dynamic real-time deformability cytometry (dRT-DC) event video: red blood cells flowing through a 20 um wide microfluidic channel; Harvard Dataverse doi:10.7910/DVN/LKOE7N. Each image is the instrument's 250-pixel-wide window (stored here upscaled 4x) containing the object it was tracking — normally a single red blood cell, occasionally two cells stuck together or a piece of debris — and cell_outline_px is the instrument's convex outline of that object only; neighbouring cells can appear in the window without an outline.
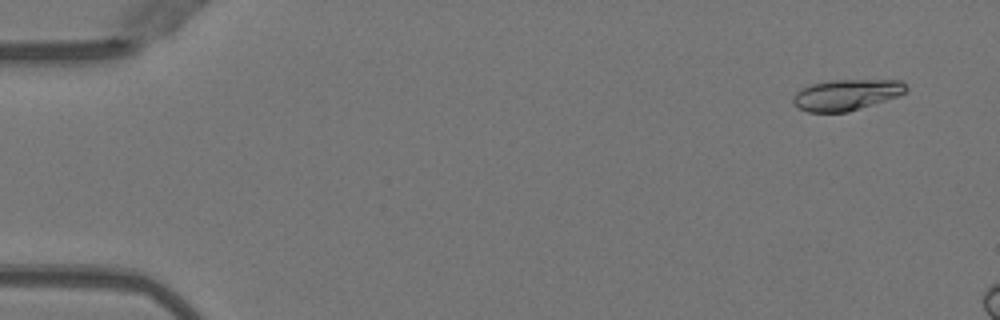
{"species": "Egyptian fruit bat (a non-hibernating species)", "species_latin": "Rousettus aegyptiacus", "temperature_condition": "warm", "stored_images_in_passage": 10, "camera_frame_rate_fps": 3000, "um_per_image_px": 0.085, "animal": {"sex": "female"}, "frame": {"image": 1, "passage_image": 4, "time_ms": 1.0, "image_size_px": [1000, 320], "cell_outline_px": [[908, 88], [900, 96], [848, 112], [808, 112], [792, 104], [792, 96], [800, 88], [812, 84], [828, 80], [900, 80]], "centroid_in_image_um": [71.92, 8.06], "position_along_channel_um": 13.1, "area_um2": 20.52}}